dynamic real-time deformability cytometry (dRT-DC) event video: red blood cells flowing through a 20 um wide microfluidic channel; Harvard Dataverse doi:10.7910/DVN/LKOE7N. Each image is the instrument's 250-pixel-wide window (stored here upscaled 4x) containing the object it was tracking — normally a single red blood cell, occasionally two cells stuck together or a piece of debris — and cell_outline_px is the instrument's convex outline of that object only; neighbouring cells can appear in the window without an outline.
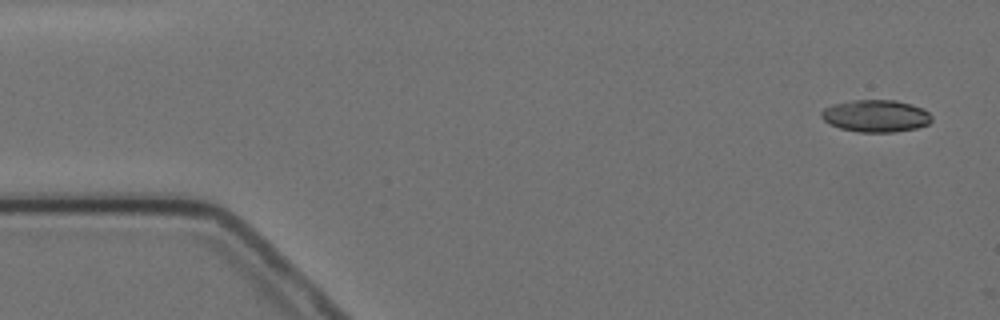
{"species": "Egyptian fruit bat (a non-hibernating species)", "species_latin": "Rousettus aegyptiacus", "temperature_condition": "cold", "stored_images_in_passage": 2, "camera_frame_rate_fps": 3000, "um_per_image_px": 0.085, "animal": {"sex": "female"}, "frame": {"image": 1, "passage_image": 1, "time_ms": 0.0, "image_size_px": [1000, 320], "cell_outline_px": [[932, 120], [928, 124], [916, 128], [896, 132], [860, 132], [840, 128], [824, 120], [820, 116], [820, 112], [824, 108], [832, 104], [852, 100], [896, 100], [912, 104], [924, 108], [932, 116]], "centroid_in_image_um": [74.46, 9.84], "position_along_channel_um": 10.5, "area_um2": 20.81}}